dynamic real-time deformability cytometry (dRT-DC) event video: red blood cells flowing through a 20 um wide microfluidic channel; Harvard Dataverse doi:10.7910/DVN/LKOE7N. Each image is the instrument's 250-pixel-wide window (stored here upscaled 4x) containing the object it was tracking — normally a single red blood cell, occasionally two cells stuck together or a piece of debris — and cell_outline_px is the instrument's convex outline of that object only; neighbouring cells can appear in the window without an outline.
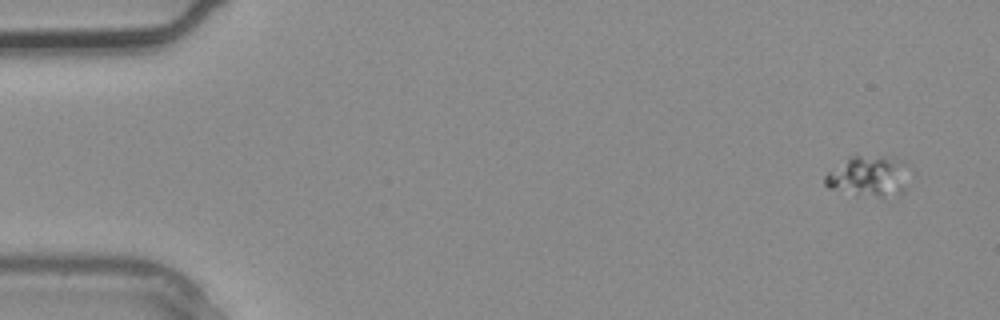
{"species": "common noctule bat (a hibernating species)", "species_latin": "Nyctalus noctula", "temperature_condition": "warm", "stored_images_in_passage": 4, "camera_frame_rate_fps": 3000, "um_per_image_px": 0.085, "animal": {"sex": "male", "body_mass_g": 20.4}, "frame": {"image": 1, "passage_image": 1, "time_ms": 0.0, "image_size_px": [1000, 320], "cell_outline_px": [[916, 172], [904, 192], [884, 200], [828, 188], [824, 184], [824, 176], [828, 172], [848, 156], [856, 152], [892, 156], [904, 160]], "centroid_in_image_um": [74.01, 14.94], "position_along_channel_um": 11.0, "area_um2": 22.2}}